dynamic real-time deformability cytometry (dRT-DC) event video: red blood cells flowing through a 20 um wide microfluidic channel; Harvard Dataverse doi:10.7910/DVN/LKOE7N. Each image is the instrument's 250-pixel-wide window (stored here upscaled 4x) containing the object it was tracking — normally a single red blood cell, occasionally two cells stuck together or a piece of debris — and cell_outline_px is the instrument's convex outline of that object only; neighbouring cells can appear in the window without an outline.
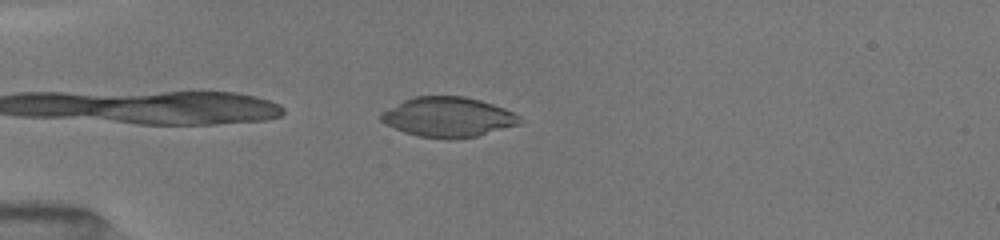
{"species": "common noctule bat (a hibernating species)", "species_latin": "Nyctalus noctula", "temperature_condition": "room temperature", "stored_images_in_passage": 34, "camera_frame_rate_fps": 3000, "um_per_image_px": 0.085, "animal": {"sex": "female", "body_mass_g": 19.5, "forearm_length_mm": 54.1}, "frame": {"image": 1, "passage_image": 2, "time_ms": 0.333, "image_size_px": [1000, 240], "cell_outline_px": [[520, 124], [476, 136], [448, 140], [420, 136], [404, 132], [384, 124], [380, 120], [380, 112], [412, 96], [464, 96], [480, 100], [504, 108], [520, 116]], "centroid_in_image_um": [38.05, 9.95], "position_along_channel_um": 47.0, "area_um2": 32.25}}
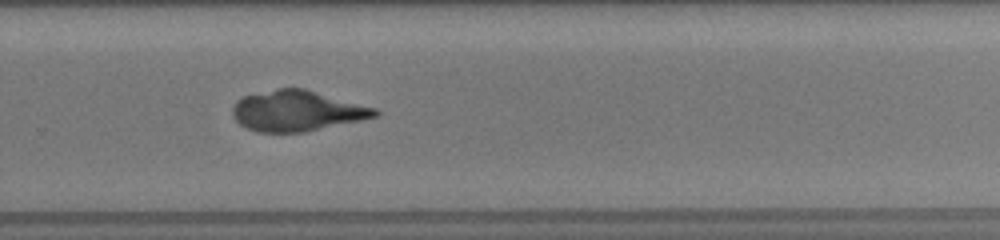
{"frame": {"image": 2, "passage_image": 23, "time_ms": 7.333, "image_size_px": [1000, 240], "cell_outline_px": [[380, 112], [376, 116], [360, 120], [304, 132], [256, 132], [240, 124], [232, 116], [232, 108], [236, 100], [244, 96], [276, 88], [304, 88], [376, 108]], "centroid_in_image_um": [25.22, 9.42], "position_along_channel_um": 304.6, "area_um2": 33.52}}